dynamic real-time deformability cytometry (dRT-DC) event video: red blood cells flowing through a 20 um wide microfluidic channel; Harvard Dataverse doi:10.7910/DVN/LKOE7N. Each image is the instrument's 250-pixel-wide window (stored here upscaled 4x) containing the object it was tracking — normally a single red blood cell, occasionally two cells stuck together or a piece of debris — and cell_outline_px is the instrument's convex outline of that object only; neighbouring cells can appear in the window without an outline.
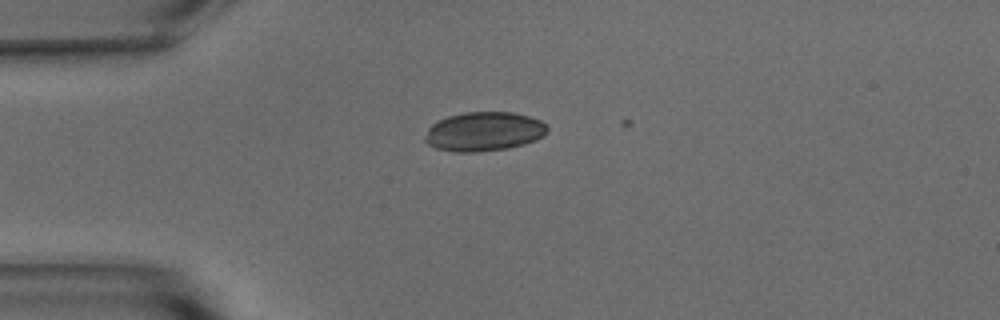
{"species": "common noctule bat (a hibernating species)", "species_latin": "Nyctalus noctula", "temperature_condition": "warm", "stored_images_in_passage": 6, "camera_frame_rate_fps": 3000, "um_per_image_px": 0.085, "animal": {"sex": "male", "body_mass_g": 15.6}, "frame": {"image": 1, "passage_image": 5, "time_ms": 1.333, "image_size_px": [1000, 320], "cell_outline_px": [[548, 132], [544, 136], [536, 140], [524, 144], [508, 148], [476, 152], [452, 152], [436, 148], [428, 144], [424, 140], [424, 136], [428, 128], [432, 124], [448, 116], [464, 112], [512, 112], [528, 116], [540, 120], [548, 128]], "centroid_in_image_um": [41.13, 11.18], "position_along_channel_um": 43.9, "area_um2": 28.03}}